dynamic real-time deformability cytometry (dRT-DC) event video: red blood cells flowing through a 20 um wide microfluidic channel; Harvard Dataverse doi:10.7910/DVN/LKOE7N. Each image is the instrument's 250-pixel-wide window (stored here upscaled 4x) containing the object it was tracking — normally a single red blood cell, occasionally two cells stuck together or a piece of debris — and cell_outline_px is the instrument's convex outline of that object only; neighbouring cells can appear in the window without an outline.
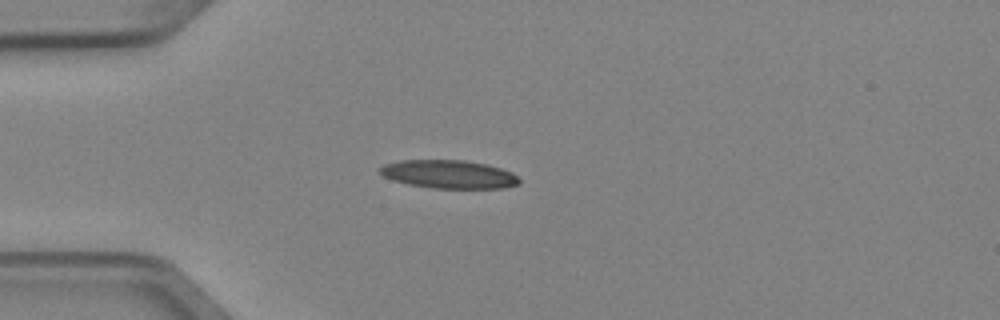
{"species": "Egyptian fruit bat (a non-hibernating species)", "species_latin": "Rousettus aegyptiacus", "temperature_condition": "cold", "stored_images_in_passage": 2, "camera_frame_rate_fps": 3000, "um_per_image_px": 0.085, "animal": {"sex": "female"}, "frame": {"image": 1, "passage_image": 1, "time_ms": 0.0, "image_size_px": [1000, 320], "cell_outline_px": [[520, 184], [504, 188], [432, 188], [408, 184], [392, 180], [384, 176], [380, 172], [380, 168], [384, 164], [400, 160], [464, 160], [488, 164], [512, 172], [520, 180]], "centroid_in_image_um": [38.17, 14.81], "position_along_channel_um": 46.8, "area_um2": 23.0}}